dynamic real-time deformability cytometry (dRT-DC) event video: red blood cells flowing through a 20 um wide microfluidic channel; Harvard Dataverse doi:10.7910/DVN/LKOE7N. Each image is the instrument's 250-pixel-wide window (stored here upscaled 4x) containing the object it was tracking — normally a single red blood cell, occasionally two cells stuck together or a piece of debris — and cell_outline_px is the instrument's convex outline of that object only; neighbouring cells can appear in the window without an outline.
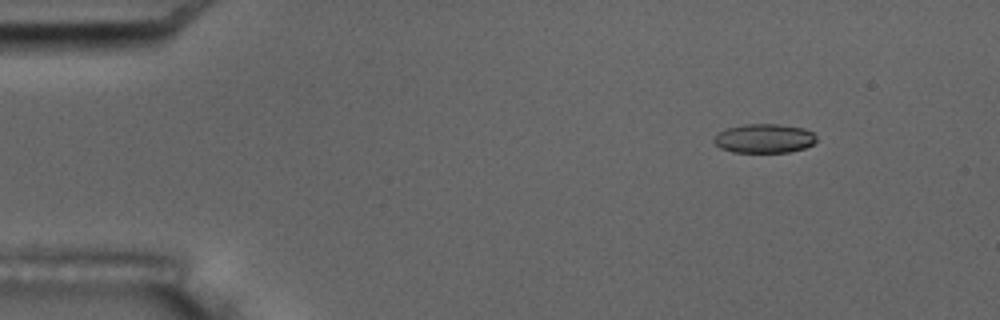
{"species": "common noctule bat (a hibernating species)", "species_latin": "Nyctalus noctula", "temperature_condition": "room temperature", "stored_images_in_passage": 6, "camera_frame_rate_fps": 3000, "um_per_image_px": 0.085, "animal": {"sex": "male", "body_mass_g": 17.5, "forearm_length_mm": 52.3}, "frame": {"image": 1, "passage_image": 2, "time_ms": 2.0, "image_size_px": [1000, 320], "cell_outline_px": [[816, 140], [812, 144], [804, 148], [788, 152], [732, 152], [720, 148], [712, 140], [720, 132], [728, 128], [748, 124], [776, 124], [804, 128], [812, 132], [816, 136]], "centroid_in_image_um": [64.97, 11.77], "position_along_channel_um": 20.0, "area_um2": 17.17}}
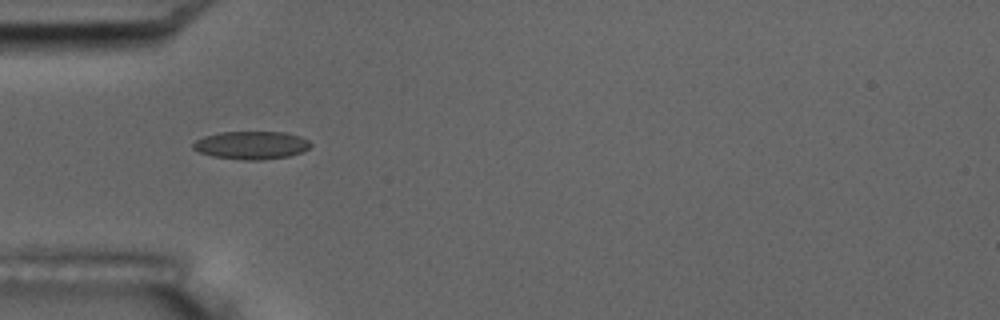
{"frame": {"image": 2, "passage_image": 5, "time_ms": 5.667, "image_size_px": [1000, 320], "cell_outline_px": [[312, 144], [308, 148], [300, 152], [288, 156], [260, 160], [244, 160], [212, 156], [200, 152], [192, 148], [192, 144], [196, 140], [204, 136], [220, 132], [284, 132], [300, 136], [308, 140]], "centroid_in_image_um": [21.35, 12.33], "position_along_channel_um": 63.7, "area_um2": 19.07}}